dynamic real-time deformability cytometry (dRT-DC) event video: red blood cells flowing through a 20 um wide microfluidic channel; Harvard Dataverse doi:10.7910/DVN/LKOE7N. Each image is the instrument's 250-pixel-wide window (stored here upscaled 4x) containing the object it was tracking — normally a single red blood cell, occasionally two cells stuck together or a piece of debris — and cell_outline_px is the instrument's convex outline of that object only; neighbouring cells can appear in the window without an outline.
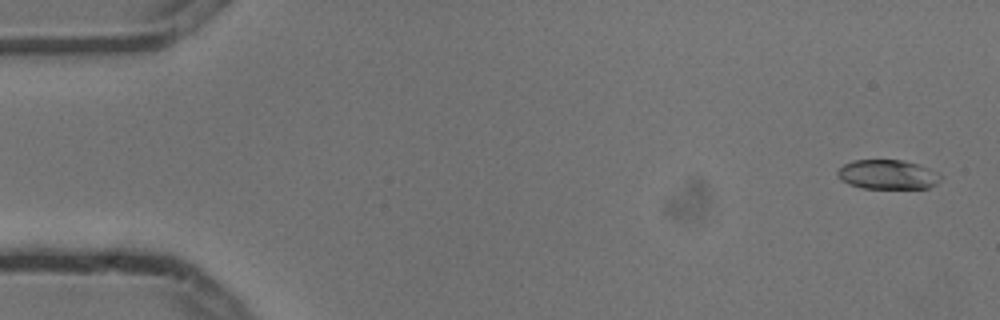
{"species": "common noctule bat (a hibernating species)", "species_latin": "Nyctalus noctula", "temperature_condition": "cold", "stored_images_in_passage": 3, "camera_frame_rate_fps": 3000, "um_per_image_px": 0.085, "animal": {"sex": "male", "body_mass_g": 13.3}, "frame": {"image": 1, "passage_image": 1, "time_ms": 0.0, "image_size_px": [1000, 320], "cell_outline_px": [[944, 176], [936, 184], [928, 188], [864, 188], [848, 184], [840, 180], [836, 172], [844, 164], [852, 160], [904, 160], [928, 168]], "centroid_in_image_um": [75.44, 14.83], "position_along_channel_um": 9.6, "area_um2": 17.69}}